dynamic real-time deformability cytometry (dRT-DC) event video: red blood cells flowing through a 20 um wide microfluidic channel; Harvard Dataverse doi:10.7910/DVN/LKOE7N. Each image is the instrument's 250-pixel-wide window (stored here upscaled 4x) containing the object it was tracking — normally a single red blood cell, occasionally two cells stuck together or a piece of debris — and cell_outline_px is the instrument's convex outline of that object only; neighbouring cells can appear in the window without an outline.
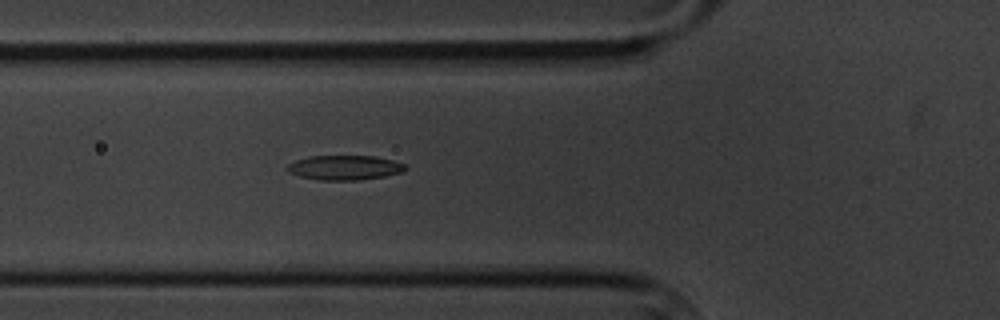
{"species": "common noctule bat (a hibernating species)", "species_latin": "Nyctalus noctula", "temperature_condition": "cold", "stored_images_in_passage": 5, "camera_frame_rate_fps": 3000, "um_per_image_px": 0.085, "animal": {"sex": "male", "body_mass_g": 20.1, "forearm_length_mm": 53.5}, "frame": {"image": 1, "passage_image": 5, "time_ms": 4.667, "image_size_px": [1000, 320], "cell_outline_px": [[408, 168], [404, 172], [384, 176], [360, 180], [320, 180], [300, 176], [288, 172], [288, 164], [296, 160], [308, 156], [372, 156], [392, 160], [404, 164]], "centroid_in_image_um": [29.31, 14.25], "position_along_channel_um": 96.5, "area_um2": 16.88}}